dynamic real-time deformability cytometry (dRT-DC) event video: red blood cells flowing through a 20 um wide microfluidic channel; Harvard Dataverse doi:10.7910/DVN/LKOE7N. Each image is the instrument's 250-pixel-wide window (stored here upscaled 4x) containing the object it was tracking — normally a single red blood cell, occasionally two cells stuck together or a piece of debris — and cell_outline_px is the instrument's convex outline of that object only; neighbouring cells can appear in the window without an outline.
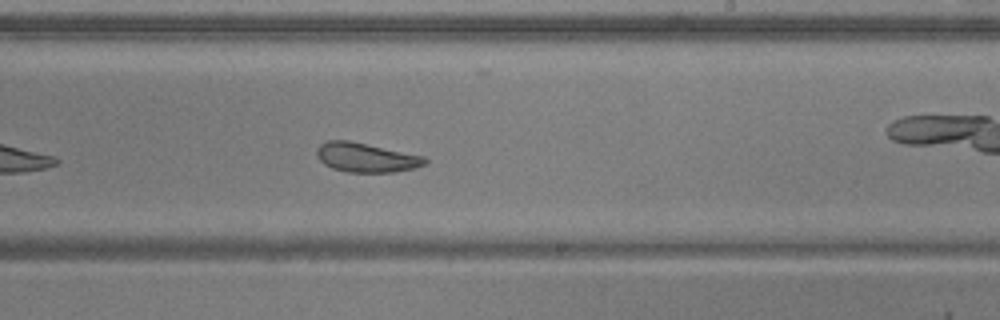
{"species": "common noctule bat (a hibernating species)", "species_latin": "Nyctalus noctula", "temperature_condition": "warm", "stored_images_in_passage": 25, "camera_frame_rate_fps": 3000, "um_per_image_px": 0.085, "animal": {"sex": "male", "body_mass_g": 20.5, "forearm_length_mm": 52.5}, "frame": {"image": 1, "passage_image": 18, "time_ms": 5.667, "image_size_px": [1000, 320], "cell_outline_px": [[428, 160], [424, 164], [416, 168], [392, 172], [348, 172], [332, 168], [324, 164], [316, 156], [316, 148], [320, 144], [328, 140], [348, 140], [424, 156]], "centroid_in_image_um": [31.09, 13.38], "position_along_channel_um": 257.9, "area_um2": 18.44}}